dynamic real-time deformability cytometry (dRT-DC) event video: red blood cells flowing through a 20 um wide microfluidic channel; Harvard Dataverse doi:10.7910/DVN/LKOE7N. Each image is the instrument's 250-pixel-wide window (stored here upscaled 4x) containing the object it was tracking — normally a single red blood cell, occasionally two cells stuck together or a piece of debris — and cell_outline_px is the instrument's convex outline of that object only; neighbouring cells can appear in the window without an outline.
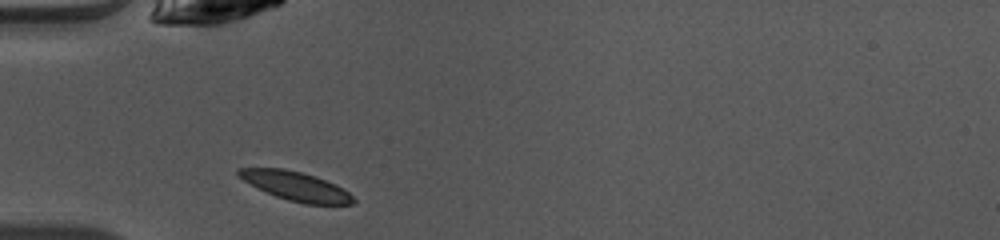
{"species": "common noctule bat (a hibernating species)", "species_latin": "Nyctalus noctula", "temperature_condition": "warm", "stored_images_in_passage": 35, "camera_frame_rate_fps": 3000, "um_per_image_px": 0.085, "animal": {"sex": "female", "body_mass_g": 10.0, "forearm_length_mm": 53.1}, "frame": {"image": 1, "passage_image": 1, "time_ms": 0.0, "image_size_px": [1000, 240], "cell_outline_px": [[356, 200], [352, 204], [304, 204], [288, 200], [276, 196], [244, 180], [236, 172], [236, 168], [284, 168], [316, 176], [336, 184], [344, 188]], "centroid_in_image_um": [25.19, 15.82], "position_along_channel_um": 59.8, "area_um2": 19.13}}
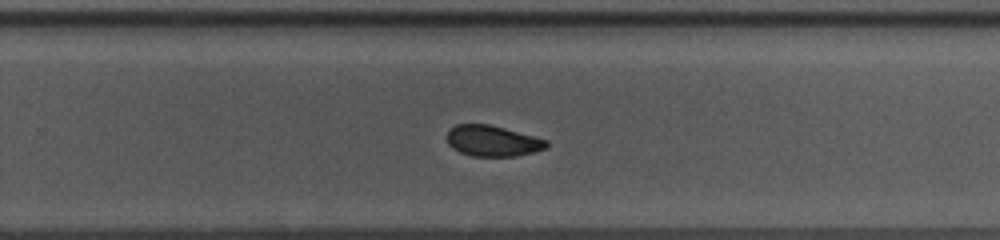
{"frame": {"image": 2, "passage_image": 18, "time_ms": 5.667, "image_size_px": [1000, 240], "cell_outline_px": [[548, 148], [516, 156], [472, 156], [460, 152], [452, 148], [448, 144], [448, 132], [456, 124], [488, 124], [504, 128], [548, 140]], "centroid_in_image_um": [41.88, 11.98], "position_along_channel_um": 287.9, "area_um2": 17.74}}
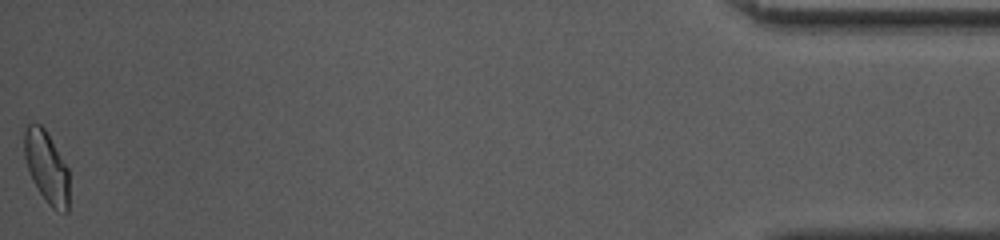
{"frame": {"image": 3, "passage_image": 35, "time_ms": 11.333, "image_size_px": [1000, 240], "cell_outline_px": [[68, 212], [64, 212], [52, 208], [48, 204], [32, 180], [24, 156], [24, 132], [28, 124], [40, 124], [44, 128], [68, 168]], "centroid_in_image_um": [3.95, 14.21], "position_along_channel_um": 431.2, "area_um2": 18.44}, "authors_computed_cell_mechanics": {"area_um2": 18.7272, "velocity_mm_per_s": 4.0876, "shape_relaxation_time_tau1_ms": 1.9868, "shape_relaxation_time_tau2_ms": 2.9954, "deformation_change_tau1": 0.1213, "deformation_change_tau2": 0.0694}}